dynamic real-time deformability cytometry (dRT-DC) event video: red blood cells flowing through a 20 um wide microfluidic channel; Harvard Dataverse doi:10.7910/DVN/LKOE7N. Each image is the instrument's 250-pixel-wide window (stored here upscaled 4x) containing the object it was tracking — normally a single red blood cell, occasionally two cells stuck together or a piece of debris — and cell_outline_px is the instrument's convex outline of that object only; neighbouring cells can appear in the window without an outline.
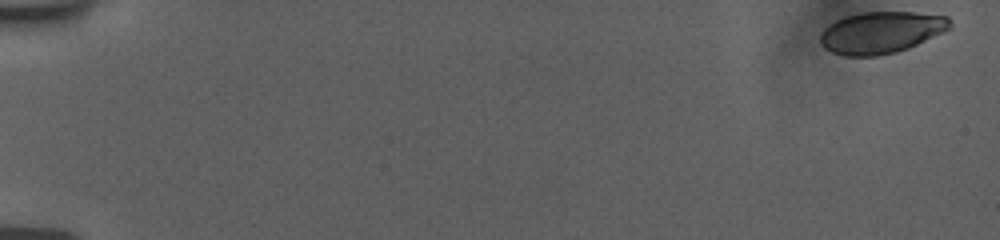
{"species": "human", "species_latin": "Homo sapiens", "temperature_condition": "room temperature", "stored_images_in_passage": 14, "camera_frame_rate_fps": 3000, "um_per_image_px": 0.085, "donor": {"sex": "female"}, "frame": {"image": 1, "passage_image": 1, "time_ms": 0.0, "image_size_px": [1000, 240], "cell_outline_px": [[952, 28], [908, 48], [896, 52], [876, 56], [844, 56], [832, 52], [824, 48], [820, 44], [820, 32], [824, 28], [836, 20], [844, 16], [860, 12], [912, 12], [948, 16], [952, 20]], "centroid_in_image_um": [74.89, 2.75], "position_along_channel_um": 10.1, "area_um2": 31.79}}
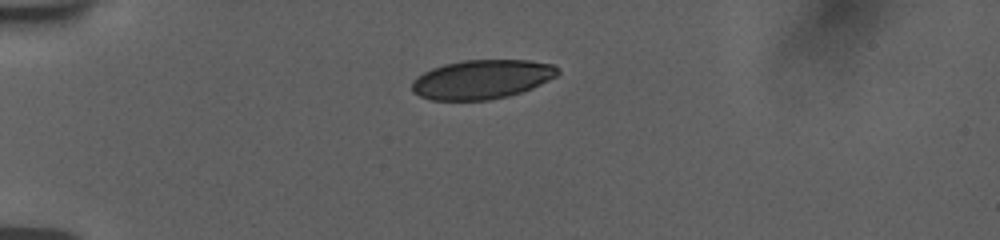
{"frame": {"image": 2, "passage_image": 10, "time_ms": 4.667, "image_size_px": [1000, 240], "cell_outline_px": [[560, 72], [556, 76], [532, 88], [508, 96], [488, 100], [432, 100], [420, 96], [412, 92], [412, 80], [424, 72], [432, 68], [444, 64], [464, 60], [528, 60], [552, 64]], "centroid_in_image_um": [40.93, 6.74], "position_along_channel_um": 44.1, "area_um2": 33.12}}
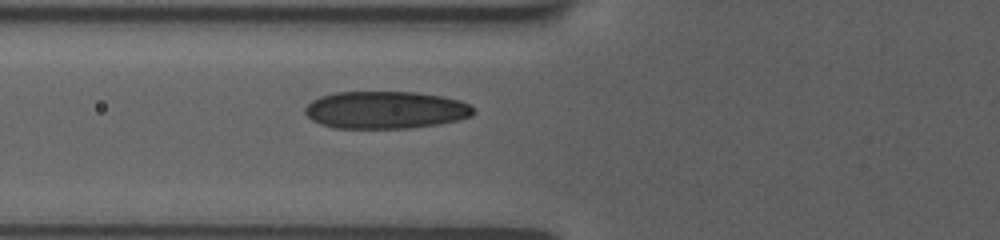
{"frame": {"image": 3, "passage_image": 14, "time_ms": 7.0, "image_size_px": [1000, 240], "cell_outline_px": [[476, 112], [472, 116], [456, 120], [436, 124], [408, 128], [336, 128], [320, 124], [312, 120], [304, 112], [304, 108], [312, 100], [320, 96], [336, 92], [416, 92], [444, 96], [460, 100], [468, 104]], "centroid_in_image_um": [32.76, 9.34], "position_along_channel_um": 93.0, "area_um2": 36.76}}